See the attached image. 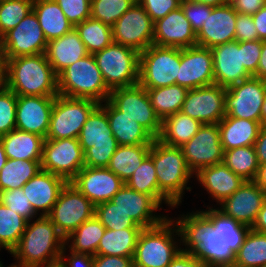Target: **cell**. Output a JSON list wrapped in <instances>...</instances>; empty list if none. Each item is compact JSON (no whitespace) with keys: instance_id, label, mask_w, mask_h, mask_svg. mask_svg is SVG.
I'll use <instances>...</instances> for the list:
<instances>
[{"instance_id":"cell-65","label":"cell","mask_w":266,"mask_h":267,"mask_svg":"<svg viewBox=\"0 0 266 267\" xmlns=\"http://www.w3.org/2000/svg\"><path fill=\"white\" fill-rule=\"evenodd\" d=\"M253 182L266 192V163L259 164L257 174Z\"/></svg>"},{"instance_id":"cell-54","label":"cell","mask_w":266,"mask_h":267,"mask_svg":"<svg viewBox=\"0 0 266 267\" xmlns=\"http://www.w3.org/2000/svg\"><path fill=\"white\" fill-rule=\"evenodd\" d=\"M153 22L164 18L169 12L181 6L182 0H137Z\"/></svg>"},{"instance_id":"cell-7","label":"cell","mask_w":266,"mask_h":267,"mask_svg":"<svg viewBox=\"0 0 266 267\" xmlns=\"http://www.w3.org/2000/svg\"><path fill=\"white\" fill-rule=\"evenodd\" d=\"M93 56L110 90L139 83L140 53L136 50L112 42Z\"/></svg>"},{"instance_id":"cell-28","label":"cell","mask_w":266,"mask_h":267,"mask_svg":"<svg viewBox=\"0 0 266 267\" xmlns=\"http://www.w3.org/2000/svg\"><path fill=\"white\" fill-rule=\"evenodd\" d=\"M104 103V104H103ZM99 105L106 111L118 145H151L155 139L142 125L125 116L109 100Z\"/></svg>"},{"instance_id":"cell-55","label":"cell","mask_w":266,"mask_h":267,"mask_svg":"<svg viewBox=\"0 0 266 267\" xmlns=\"http://www.w3.org/2000/svg\"><path fill=\"white\" fill-rule=\"evenodd\" d=\"M241 50L244 68L254 76L261 56L262 40L241 42Z\"/></svg>"},{"instance_id":"cell-56","label":"cell","mask_w":266,"mask_h":267,"mask_svg":"<svg viewBox=\"0 0 266 267\" xmlns=\"http://www.w3.org/2000/svg\"><path fill=\"white\" fill-rule=\"evenodd\" d=\"M256 40H259V37L252 15L237 13L235 41L245 42Z\"/></svg>"},{"instance_id":"cell-41","label":"cell","mask_w":266,"mask_h":267,"mask_svg":"<svg viewBox=\"0 0 266 267\" xmlns=\"http://www.w3.org/2000/svg\"><path fill=\"white\" fill-rule=\"evenodd\" d=\"M88 54H95L113 42L112 28L101 21L89 17L74 26Z\"/></svg>"},{"instance_id":"cell-51","label":"cell","mask_w":266,"mask_h":267,"mask_svg":"<svg viewBox=\"0 0 266 267\" xmlns=\"http://www.w3.org/2000/svg\"><path fill=\"white\" fill-rule=\"evenodd\" d=\"M118 146V142L95 143L84 152L85 166L107 167Z\"/></svg>"},{"instance_id":"cell-38","label":"cell","mask_w":266,"mask_h":267,"mask_svg":"<svg viewBox=\"0 0 266 267\" xmlns=\"http://www.w3.org/2000/svg\"><path fill=\"white\" fill-rule=\"evenodd\" d=\"M78 140L84 152L88 148L93 147L95 143L117 142L112 134L107 113L100 105L87 118L80 131Z\"/></svg>"},{"instance_id":"cell-3","label":"cell","mask_w":266,"mask_h":267,"mask_svg":"<svg viewBox=\"0 0 266 267\" xmlns=\"http://www.w3.org/2000/svg\"><path fill=\"white\" fill-rule=\"evenodd\" d=\"M155 166L159 187V205L167 204L172 209L182 203L190 178H195L189 170L181 147L169 146L157 138L151 144L150 154Z\"/></svg>"},{"instance_id":"cell-21","label":"cell","mask_w":266,"mask_h":267,"mask_svg":"<svg viewBox=\"0 0 266 267\" xmlns=\"http://www.w3.org/2000/svg\"><path fill=\"white\" fill-rule=\"evenodd\" d=\"M214 84L213 55L209 48H181L179 86L195 89Z\"/></svg>"},{"instance_id":"cell-11","label":"cell","mask_w":266,"mask_h":267,"mask_svg":"<svg viewBox=\"0 0 266 267\" xmlns=\"http://www.w3.org/2000/svg\"><path fill=\"white\" fill-rule=\"evenodd\" d=\"M125 116L142 125L155 139L159 137L162 120L156 114L146 88L139 83L112 89L108 99Z\"/></svg>"},{"instance_id":"cell-33","label":"cell","mask_w":266,"mask_h":267,"mask_svg":"<svg viewBox=\"0 0 266 267\" xmlns=\"http://www.w3.org/2000/svg\"><path fill=\"white\" fill-rule=\"evenodd\" d=\"M202 125L200 121L177 112L162 120L161 132L157 139L169 146L182 147Z\"/></svg>"},{"instance_id":"cell-42","label":"cell","mask_w":266,"mask_h":267,"mask_svg":"<svg viewBox=\"0 0 266 267\" xmlns=\"http://www.w3.org/2000/svg\"><path fill=\"white\" fill-rule=\"evenodd\" d=\"M223 163L245 181H253L259 167L255 146H244L224 151Z\"/></svg>"},{"instance_id":"cell-15","label":"cell","mask_w":266,"mask_h":267,"mask_svg":"<svg viewBox=\"0 0 266 267\" xmlns=\"http://www.w3.org/2000/svg\"><path fill=\"white\" fill-rule=\"evenodd\" d=\"M181 149L186 164L193 174L202 168L222 163L224 151L218 123L203 124Z\"/></svg>"},{"instance_id":"cell-32","label":"cell","mask_w":266,"mask_h":267,"mask_svg":"<svg viewBox=\"0 0 266 267\" xmlns=\"http://www.w3.org/2000/svg\"><path fill=\"white\" fill-rule=\"evenodd\" d=\"M32 10L47 42L62 37L74 28L55 0L33 3Z\"/></svg>"},{"instance_id":"cell-73","label":"cell","mask_w":266,"mask_h":267,"mask_svg":"<svg viewBox=\"0 0 266 267\" xmlns=\"http://www.w3.org/2000/svg\"><path fill=\"white\" fill-rule=\"evenodd\" d=\"M32 3H36V2H39V1H46V0H30Z\"/></svg>"},{"instance_id":"cell-71","label":"cell","mask_w":266,"mask_h":267,"mask_svg":"<svg viewBox=\"0 0 266 267\" xmlns=\"http://www.w3.org/2000/svg\"><path fill=\"white\" fill-rule=\"evenodd\" d=\"M217 267H245V266L240 265V264L236 263L235 261H233V262H229V263H225V264L219 265Z\"/></svg>"},{"instance_id":"cell-63","label":"cell","mask_w":266,"mask_h":267,"mask_svg":"<svg viewBox=\"0 0 266 267\" xmlns=\"http://www.w3.org/2000/svg\"><path fill=\"white\" fill-rule=\"evenodd\" d=\"M251 229L256 232L266 233V199L260 211L258 212L257 218Z\"/></svg>"},{"instance_id":"cell-27","label":"cell","mask_w":266,"mask_h":267,"mask_svg":"<svg viewBox=\"0 0 266 267\" xmlns=\"http://www.w3.org/2000/svg\"><path fill=\"white\" fill-rule=\"evenodd\" d=\"M197 181L210 194L217 205L230 197L245 180L230 170L223 162L200 169L196 174Z\"/></svg>"},{"instance_id":"cell-18","label":"cell","mask_w":266,"mask_h":267,"mask_svg":"<svg viewBox=\"0 0 266 267\" xmlns=\"http://www.w3.org/2000/svg\"><path fill=\"white\" fill-rule=\"evenodd\" d=\"M70 182L95 206L110 201L125 184L107 167L87 166Z\"/></svg>"},{"instance_id":"cell-29","label":"cell","mask_w":266,"mask_h":267,"mask_svg":"<svg viewBox=\"0 0 266 267\" xmlns=\"http://www.w3.org/2000/svg\"><path fill=\"white\" fill-rule=\"evenodd\" d=\"M45 55L58 75L67 66L87 56L88 52L78 32L73 28L62 37L50 40L47 43Z\"/></svg>"},{"instance_id":"cell-37","label":"cell","mask_w":266,"mask_h":267,"mask_svg":"<svg viewBox=\"0 0 266 267\" xmlns=\"http://www.w3.org/2000/svg\"><path fill=\"white\" fill-rule=\"evenodd\" d=\"M105 230L104 225L94 215L65 238L66 245L72 252L95 256Z\"/></svg>"},{"instance_id":"cell-68","label":"cell","mask_w":266,"mask_h":267,"mask_svg":"<svg viewBox=\"0 0 266 267\" xmlns=\"http://www.w3.org/2000/svg\"><path fill=\"white\" fill-rule=\"evenodd\" d=\"M7 161V156L5 154L4 146L0 140V170L3 168Z\"/></svg>"},{"instance_id":"cell-26","label":"cell","mask_w":266,"mask_h":267,"mask_svg":"<svg viewBox=\"0 0 266 267\" xmlns=\"http://www.w3.org/2000/svg\"><path fill=\"white\" fill-rule=\"evenodd\" d=\"M66 183L64 178L41 169L22 190L34 211L37 214L41 211L40 216H47Z\"/></svg>"},{"instance_id":"cell-64","label":"cell","mask_w":266,"mask_h":267,"mask_svg":"<svg viewBox=\"0 0 266 267\" xmlns=\"http://www.w3.org/2000/svg\"><path fill=\"white\" fill-rule=\"evenodd\" d=\"M261 80H266V41H262L261 56L256 74L253 76Z\"/></svg>"},{"instance_id":"cell-8","label":"cell","mask_w":266,"mask_h":267,"mask_svg":"<svg viewBox=\"0 0 266 267\" xmlns=\"http://www.w3.org/2000/svg\"><path fill=\"white\" fill-rule=\"evenodd\" d=\"M181 48L149 46L140 53L139 84L146 89L179 85Z\"/></svg>"},{"instance_id":"cell-52","label":"cell","mask_w":266,"mask_h":267,"mask_svg":"<svg viewBox=\"0 0 266 267\" xmlns=\"http://www.w3.org/2000/svg\"><path fill=\"white\" fill-rule=\"evenodd\" d=\"M66 18L75 26L91 17V2L89 0H55Z\"/></svg>"},{"instance_id":"cell-58","label":"cell","mask_w":266,"mask_h":267,"mask_svg":"<svg viewBox=\"0 0 266 267\" xmlns=\"http://www.w3.org/2000/svg\"><path fill=\"white\" fill-rule=\"evenodd\" d=\"M65 246L61 252L60 259L67 267H93L94 256L90 254L75 253L70 251V256L66 257L67 252ZM68 258V259H67Z\"/></svg>"},{"instance_id":"cell-1","label":"cell","mask_w":266,"mask_h":267,"mask_svg":"<svg viewBox=\"0 0 266 267\" xmlns=\"http://www.w3.org/2000/svg\"><path fill=\"white\" fill-rule=\"evenodd\" d=\"M180 216L174 221L181 236L177 241L185 246L181 250L194 253L211 267L234 261L235 253L223 243L218 232L212 228L210 219L201 210Z\"/></svg>"},{"instance_id":"cell-14","label":"cell","mask_w":266,"mask_h":267,"mask_svg":"<svg viewBox=\"0 0 266 267\" xmlns=\"http://www.w3.org/2000/svg\"><path fill=\"white\" fill-rule=\"evenodd\" d=\"M113 42L141 53L153 45L154 22L136 2L111 27Z\"/></svg>"},{"instance_id":"cell-49","label":"cell","mask_w":266,"mask_h":267,"mask_svg":"<svg viewBox=\"0 0 266 267\" xmlns=\"http://www.w3.org/2000/svg\"><path fill=\"white\" fill-rule=\"evenodd\" d=\"M17 95L6 86L0 89V136L16 129Z\"/></svg>"},{"instance_id":"cell-59","label":"cell","mask_w":266,"mask_h":267,"mask_svg":"<svg viewBox=\"0 0 266 267\" xmlns=\"http://www.w3.org/2000/svg\"><path fill=\"white\" fill-rule=\"evenodd\" d=\"M229 4L237 13L253 15L266 5V0H229Z\"/></svg>"},{"instance_id":"cell-25","label":"cell","mask_w":266,"mask_h":267,"mask_svg":"<svg viewBox=\"0 0 266 267\" xmlns=\"http://www.w3.org/2000/svg\"><path fill=\"white\" fill-rule=\"evenodd\" d=\"M237 12L227 3L213 7L211 14L196 33L197 46L213 48L217 45L235 41Z\"/></svg>"},{"instance_id":"cell-16","label":"cell","mask_w":266,"mask_h":267,"mask_svg":"<svg viewBox=\"0 0 266 267\" xmlns=\"http://www.w3.org/2000/svg\"><path fill=\"white\" fill-rule=\"evenodd\" d=\"M0 43L7 60L45 53L48 42L32 10L14 29L0 39Z\"/></svg>"},{"instance_id":"cell-13","label":"cell","mask_w":266,"mask_h":267,"mask_svg":"<svg viewBox=\"0 0 266 267\" xmlns=\"http://www.w3.org/2000/svg\"><path fill=\"white\" fill-rule=\"evenodd\" d=\"M266 92V80L250 77L226 89V116L258 121Z\"/></svg>"},{"instance_id":"cell-44","label":"cell","mask_w":266,"mask_h":267,"mask_svg":"<svg viewBox=\"0 0 266 267\" xmlns=\"http://www.w3.org/2000/svg\"><path fill=\"white\" fill-rule=\"evenodd\" d=\"M27 220L0 202V250L9 253L18 245Z\"/></svg>"},{"instance_id":"cell-35","label":"cell","mask_w":266,"mask_h":267,"mask_svg":"<svg viewBox=\"0 0 266 267\" xmlns=\"http://www.w3.org/2000/svg\"><path fill=\"white\" fill-rule=\"evenodd\" d=\"M143 228L106 229L95 255L133 257Z\"/></svg>"},{"instance_id":"cell-66","label":"cell","mask_w":266,"mask_h":267,"mask_svg":"<svg viewBox=\"0 0 266 267\" xmlns=\"http://www.w3.org/2000/svg\"><path fill=\"white\" fill-rule=\"evenodd\" d=\"M6 81V58L0 43V89L5 87Z\"/></svg>"},{"instance_id":"cell-34","label":"cell","mask_w":266,"mask_h":267,"mask_svg":"<svg viewBox=\"0 0 266 267\" xmlns=\"http://www.w3.org/2000/svg\"><path fill=\"white\" fill-rule=\"evenodd\" d=\"M207 209L202 212L210 219L212 228L218 232L223 243L236 253L243 244L250 227L226 216L218 208L208 207Z\"/></svg>"},{"instance_id":"cell-9","label":"cell","mask_w":266,"mask_h":267,"mask_svg":"<svg viewBox=\"0 0 266 267\" xmlns=\"http://www.w3.org/2000/svg\"><path fill=\"white\" fill-rule=\"evenodd\" d=\"M98 105L91 99L57 95L46 139L78 138L87 118Z\"/></svg>"},{"instance_id":"cell-22","label":"cell","mask_w":266,"mask_h":267,"mask_svg":"<svg viewBox=\"0 0 266 267\" xmlns=\"http://www.w3.org/2000/svg\"><path fill=\"white\" fill-rule=\"evenodd\" d=\"M214 84L229 88L252 77L243 66L241 42L232 41L211 48Z\"/></svg>"},{"instance_id":"cell-17","label":"cell","mask_w":266,"mask_h":267,"mask_svg":"<svg viewBox=\"0 0 266 267\" xmlns=\"http://www.w3.org/2000/svg\"><path fill=\"white\" fill-rule=\"evenodd\" d=\"M226 88L212 84L187 91L181 112L202 124L219 123L225 113Z\"/></svg>"},{"instance_id":"cell-46","label":"cell","mask_w":266,"mask_h":267,"mask_svg":"<svg viewBox=\"0 0 266 267\" xmlns=\"http://www.w3.org/2000/svg\"><path fill=\"white\" fill-rule=\"evenodd\" d=\"M32 8L30 0H0V39L14 29Z\"/></svg>"},{"instance_id":"cell-47","label":"cell","mask_w":266,"mask_h":267,"mask_svg":"<svg viewBox=\"0 0 266 267\" xmlns=\"http://www.w3.org/2000/svg\"><path fill=\"white\" fill-rule=\"evenodd\" d=\"M136 2L137 0H93L91 17L112 27Z\"/></svg>"},{"instance_id":"cell-43","label":"cell","mask_w":266,"mask_h":267,"mask_svg":"<svg viewBox=\"0 0 266 267\" xmlns=\"http://www.w3.org/2000/svg\"><path fill=\"white\" fill-rule=\"evenodd\" d=\"M234 261L245 267H263L266 265V233L250 228L243 244L235 253Z\"/></svg>"},{"instance_id":"cell-19","label":"cell","mask_w":266,"mask_h":267,"mask_svg":"<svg viewBox=\"0 0 266 267\" xmlns=\"http://www.w3.org/2000/svg\"><path fill=\"white\" fill-rule=\"evenodd\" d=\"M56 96H17L16 129L46 139Z\"/></svg>"},{"instance_id":"cell-24","label":"cell","mask_w":266,"mask_h":267,"mask_svg":"<svg viewBox=\"0 0 266 267\" xmlns=\"http://www.w3.org/2000/svg\"><path fill=\"white\" fill-rule=\"evenodd\" d=\"M153 45L188 48L197 46V36L181 6L154 22Z\"/></svg>"},{"instance_id":"cell-10","label":"cell","mask_w":266,"mask_h":267,"mask_svg":"<svg viewBox=\"0 0 266 267\" xmlns=\"http://www.w3.org/2000/svg\"><path fill=\"white\" fill-rule=\"evenodd\" d=\"M94 215L95 205L67 182L47 217L66 238Z\"/></svg>"},{"instance_id":"cell-61","label":"cell","mask_w":266,"mask_h":267,"mask_svg":"<svg viewBox=\"0 0 266 267\" xmlns=\"http://www.w3.org/2000/svg\"><path fill=\"white\" fill-rule=\"evenodd\" d=\"M255 150L259 164L266 163V125H262L255 141Z\"/></svg>"},{"instance_id":"cell-12","label":"cell","mask_w":266,"mask_h":267,"mask_svg":"<svg viewBox=\"0 0 266 267\" xmlns=\"http://www.w3.org/2000/svg\"><path fill=\"white\" fill-rule=\"evenodd\" d=\"M85 166L78 138L45 139L41 169L70 182Z\"/></svg>"},{"instance_id":"cell-39","label":"cell","mask_w":266,"mask_h":267,"mask_svg":"<svg viewBox=\"0 0 266 267\" xmlns=\"http://www.w3.org/2000/svg\"><path fill=\"white\" fill-rule=\"evenodd\" d=\"M41 170V161L7 159L0 170V192L22 188Z\"/></svg>"},{"instance_id":"cell-6","label":"cell","mask_w":266,"mask_h":267,"mask_svg":"<svg viewBox=\"0 0 266 267\" xmlns=\"http://www.w3.org/2000/svg\"><path fill=\"white\" fill-rule=\"evenodd\" d=\"M110 92L92 54L58 74V95L91 99L100 104L109 99Z\"/></svg>"},{"instance_id":"cell-2","label":"cell","mask_w":266,"mask_h":267,"mask_svg":"<svg viewBox=\"0 0 266 267\" xmlns=\"http://www.w3.org/2000/svg\"><path fill=\"white\" fill-rule=\"evenodd\" d=\"M5 86L17 96H57L58 75L45 53L6 60Z\"/></svg>"},{"instance_id":"cell-60","label":"cell","mask_w":266,"mask_h":267,"mask_svg":"<svg viewBox=\"0 0 266 267\" xmlns=\"http://www.w3.org/2000/svg\"><path fill=\"white\" fill-rule=\"evenodd\" d=\"M167 267H207L194 253L181 250Z\"/></svg>"},{"instance_id":"cell-50","label":"cell","mask_w":266,"mask_h":267,"mask_svg":"<svg viewBox=\"0 0 266 267\" xmlns=\"http://www.w3.org/2000/svg\"><path fill=\"white\" fill-rule=\"evenodd\" d=\"M0 202L24 217L27 221L35 219L37 215L40 216V214L34 211L22 188L0 192Z\"/></svg>"},{"instance_id":"cell-48","label":"cell","mask_w":266,"mask_h":267,"mask_svg":"<svg viewBox=\"0 0 266 267\" xmlns=\"http://www.w3.org/2000/svg\"><path fill=\"white\" fill-rule=\"evenodd\" d=\"M95 215L106 229L122 230L125 228H141L129 215L111 201L96 205Z\"/></svg>"},{"instance_id":"cell-72","label":"cell","mask_w":266,"mask_h":267,"mask_svg":"<svg viewBox=\"0 0 266 267\" xmlns=\"http://www.w3.org/2000/svg\"><path fill=\"white\" fill-rule=\"evenodd\" d=\"M1 267H4L3 264ZM8 267H25L22 263L15 261V263L10 264Z\"/></svg>"},{"instance_id":"cell-57","label":"cell","mask_w":266,"mask_h":267,"mask_svg":"<svg viewBox=\"0 0 266 267\" xmlns=\"http://www.w3.org/2000/svg\"><path fill=\"white\" fill-rule=\"evenodd\" d=\"M93 267H133V257L95 255Z\"/></svg>"},{"instance_id":"cell-45","label":"cell","mask_w":266,"mask_h":267,"mask_svg":"<svg viewBox=\"0 0 266 267\" xmlns=\"http://www.w3.org/2000/svg\"><path fill=\"white\" fill-rule=\"evenodd\" d=\"M136 192L150 195L159 204V187L153 159L148 155L125 183Z\"/></svg>"},{"instance_id":"cell-53","label":"cell","mask_w":266,"mask_h":267,"mask_svg":"<svg viewBox=\"0 0 266 267\" xmlns=\"http://www.w3.org/2000/svg\"><path fill=\"white\" fill-rule=\"evenodd\" d=\"M181 8L186 19L191 23L192 29L197 33L205 23L207 14H211L213 7L191 0H182Z\"/></svg>"},{"instance_id":"cell-20","label":"cell","mask_w":266,"mask_h":267,"mask_svg":"<svg viewBox=\"0 0 266 267\" xmlns=\"http://www.w3.org/2000/svg\"><path fill=\"white\" fill-rule=\"evenodd\" d=\"M266 199V192L253 181H245L230 197L217 207L226 216L250 228Z\"/></svg>"},{"instance_id":"cell-5","label":"cell","mask_w":266,"mask_h":267,"mask_svg":"<svg viewBox=\"0 0 266 267\" xmlns=\"http://www.w3.org/2000/svg\"><path fill=\"white\" fill-rule=\"evenodd\" d=\"M174 236L181 237L177 224L170 217L156 226L142 229L133 256V267H167L181 251V243Z\"/></svg>"},{"instance_id":"cell-40","label":"cell","mask_w":266,"mask_h":267,"mask_svg":"<svg viewBox=\"0 0 266 267\" xmlns=\"http://www.w3.org/2000/svg\"><path fill=\"white\" fill-rule=\"evenodd\" d=\"M156 114L161 120L171 114L181 112L188 89L177 84L146 89Z\"/></svg>"},{"instance_id":"cell-31","label":"cell","mask_w":266,"mask_h":267,"mask_svg":"<svg viewBox=\"0 0 266 267\" xmlns=\"http://www.w3.org/2000/svg\"><path fill=\"white\" fill-rule=\"evenodd\" d=\"M7 159L42 160L44 138L40 135L14 129L0 136Z\"/></svg>"},{"instance_id":"cell-36","label":"cell","mask_w":266,"mask_h":267,"mask_svg":"<svg viewBox=\"0 0 266 267\" xmlns=\"http://www.w3.org/2000/svg\"><path fill=\"white\" fill-rule=\"evenodd\" d=\"M151 145H119L107 168L124 183L150 154Z\"/></svg>"},{"instance_id":"cell-23","label":"cell","mask_w":266,"mask_h":267,"mask_svg":"<svg viewBox=\"0 0 266 267\" xmlns=\"http://www.w3.org/2000/svg\"><path fill=\"white\" fill-rule=\"evenodd\" d=\"M123 212L133 219L141 228H149L160 224L165 218V214L155 215V211L162 207L150 196L136 192L124 184L120 190L110 200Z\"/></svg>"},{"instance_id":"cell-69","label":"cell","mask_w":266,"mask_h":267,"mask_svg":"<svg viewBox=\"0 0 266 267\" xmlns=\"http://www.w3.org/2000/svg\"><path fill=\"white\" fill-rule=\"evenodd\" d=\"M261 124L266 125V92H265L264 102H263L262 111H261Z\"/></svg>"},{"instance_id":"cell-67","label":"cell","mask_w":266,"mask_h":267,"mask_svg":"<svg viewBox=\"0 0 266 267\" xmlns=\"http://www.w3.org/2000/svg\"><path fill=\"white\" fill-rule=\"evenodd\" d=\"M191 1L203 3L212 7H219L229 3V0H191Z\"/></svg>"},{"instance_id":"cell-62","label":"cell","mask_w":266,"mask_h":267,"mask_svg":"<svg viewBox=\"0 0 266 267\" xmlns=\"http://www.w3.org/2000/svg\"><path fill=\"white\" fill-rule=\"evenodd\" d=\"M259 40L266 41V5L252 15Z\"/></svg>"},{"instance_id":"cell-70","label":"cell","mask_w":266,"mask_h":267,"mask_svg":"<svg viewBox=\"0 0 266 267\" xmlns=\"http://www.w3.org/2000/svg\"><path fill=\"white\" fill-rule=\"evenodd\" d=\"M40 267H67V266L63 263V261L61 259H59V260H56L54 262H50V263H48L44 266H40Z\"/></svg>"},{"instance_id":"cell-30","label":"cell","mask_w":266,"mask_h":267,"mask_svg":"<svg viewBox=\"0 0 266 267\" xmlns=\"http://www.w3.org/2000/svg\"><path fill=\"white\" fill-rule=\"evenodd\" d=\"M223 151L255 144L262 124L258 121L224 116L218 123Z\"/></svg>"},{"instance_id":"cell-4","label":"cell","mask_w":266,"mask_h":267,"mask_svg":"<svg viewBox=\"0 0 266 267\" xmlns=\"http://www.w3.org/2000/svg\"><path fill=\"white\" fill-rule=\"evenodd\" d=\"M33 221L27 222L18 245L10 254L25 267H40L59 260L66 246L65 238L47 216Z\"/></svg>"}]
</instances>
